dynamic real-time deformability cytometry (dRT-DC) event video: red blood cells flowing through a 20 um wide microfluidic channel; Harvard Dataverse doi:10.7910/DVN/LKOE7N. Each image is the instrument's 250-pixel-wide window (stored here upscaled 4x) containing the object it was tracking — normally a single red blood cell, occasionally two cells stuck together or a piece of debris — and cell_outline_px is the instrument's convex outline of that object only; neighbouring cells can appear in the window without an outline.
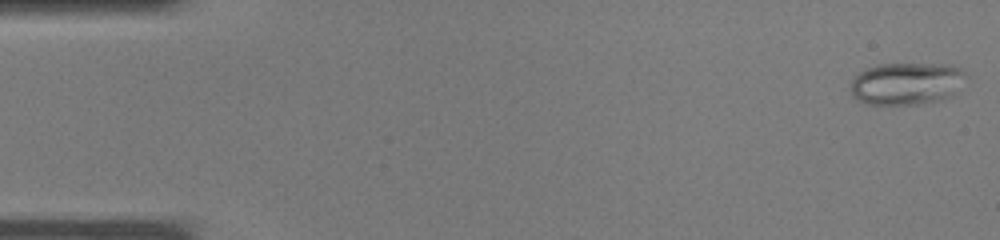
{"species": "common noctule bat (a hibernating species)", "species_latin": "Nyctalus noctula", "temperature_condition": "warm", "stored_images_in_passage": 37, "camera_frame_rate_fps": 3000, "um_per_image_px": 0.085, "animal": {"sex": "male", "body_mass_g": 19.0, "forearm_length_mm": 50.8}, "frame": {"image": 1, "passage_image": 1, "time_ms": 0.0, "image_size_px": [1000, 240], "cell_outline_px": [[968, 76], [952, 96], [940, 100], [916, 104], [868, 104], [852, 96], [852, 80], [860, 72], [868, 68], [880, 64], [948, 64], [960, 68]], "centroid_in_image_um": [77.1, 7.09], "position_along_channel_um": 7.9, "area_um2": 28.26}}
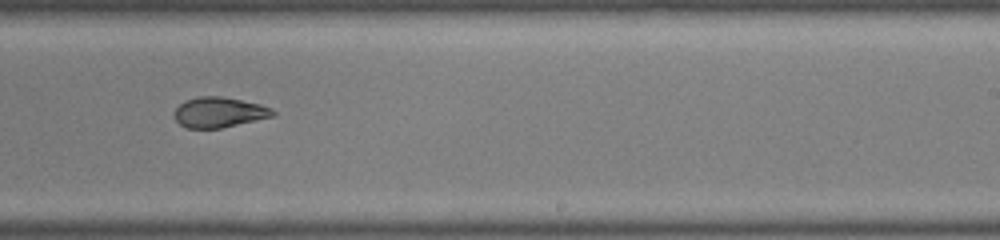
{"frame": {"image": 2, "passage_image": 23, "time_ms": 7.333, "image_size_px": [1000, 240], "cell_outline_px": [[276, 116], [220, 128], [188, 128], [180, 124], [176, 120], [176, 108], [184, 100], [200, 96], [224, 96], [260, 104], [272, 108], [276, 112]], "centroid_in_image_um": [18.67, 9.53], "position_along_channel_um": 270.3, "area_um2": 17.4}}
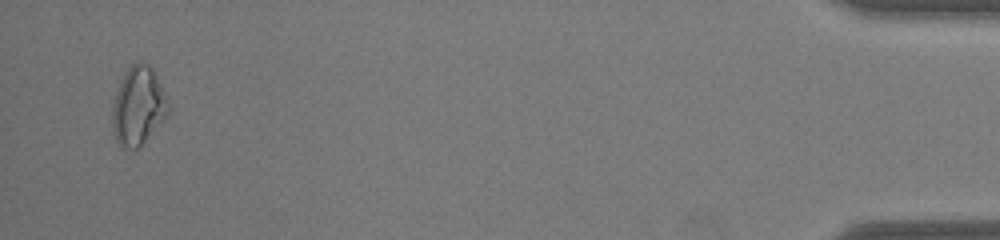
{"frame": {"image": 3, "passage_image": 36, "time_ms": 11.667, "image_size_px": [1000, 240], "cell_outline_px": [[168, 116], [136, 148], [124, 148], [116, 140], [112, 128], [112, 104], [120, 80], [124, 72], [132, 64], [148, 64], [152, 68], [168, 100]], "centroid_in_image_um": [11.73, 9.0], "position_along_channel_um": 423.5, "area_um2": 25.09}}